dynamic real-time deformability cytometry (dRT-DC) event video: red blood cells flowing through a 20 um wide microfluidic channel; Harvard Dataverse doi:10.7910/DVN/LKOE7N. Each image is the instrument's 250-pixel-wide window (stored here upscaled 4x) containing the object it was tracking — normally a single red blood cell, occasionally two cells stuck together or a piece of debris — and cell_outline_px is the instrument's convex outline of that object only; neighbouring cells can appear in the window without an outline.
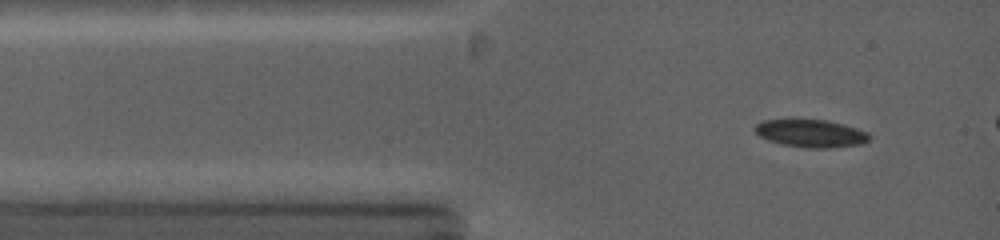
{"species": "common noctule bat (a hibernating species)", "species_latin": "Nyctalus noctula", "temperature_condition": "warm", "stored_images_in_passage": 28, "camera_frame_rate_fps": 5000, "um_per_image_px": 0.085, "animal": {"sex": "female", "body_mass_g": 19.0, "forearm_length_mm": 53.3}, "frame": {"image": 1, "passage_image": 5, "time_ms": 0.8, "image_size_px": [1000, 240], "cell_outline_px": [[872, 136], [868, 140], [860, 144], [828, 148], [804, 148], [780, 144], [768, 140], [760, 136], [752, 128], [756, 124], [764, 120], [828, 120], [844, 124], [868, 132]], "centroid_in_image_um": [68.92, 11.34], "position_along_channel_um": 16.1, "area_um2": 18.5}}
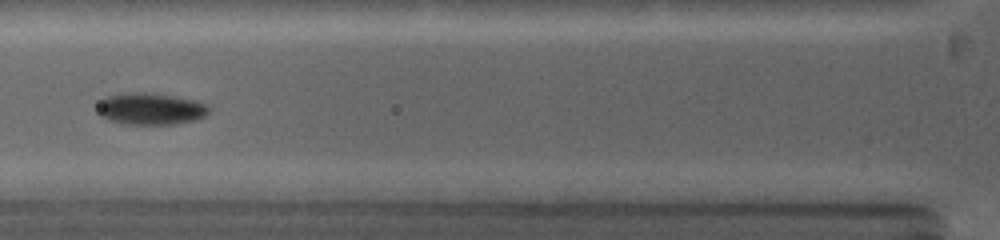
{"frame": {"image": 2, "passage_image": 15, "time_ms": 3.8, "image_size_px": [1000, 240], "cell_outline_px": [[212, 108], [204, 116], [196, 120], [172, 124], [124, 124], [108, 120], [100, 116], [100, 100], [108, 96], [132, 92], [144, 92], [176, 96], [196, 100], [208, 104]], "centroid_in_image_um": [12.86, 9.25], "position_along_channel_um": 112.9, "area_um2": 20.63}}
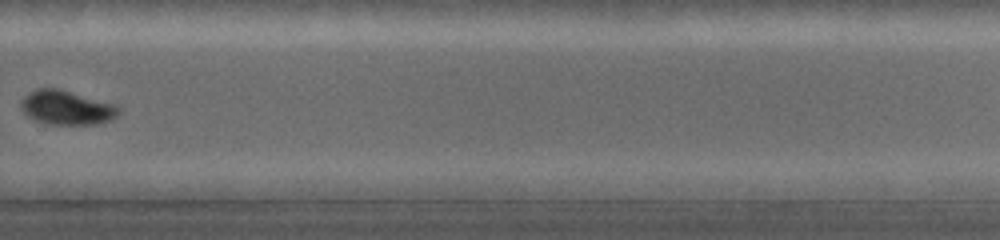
{"frame": {"image": 3, "passage_image": 27, "time_ms": 8.8, "image_size_px": [1000, 240], "cell_outline_px": [[120, 112], [112, 120], [100, 124], [44, 124], [28, 116], [20, 108], [20, 104], [24, 96], [36, 88], [60, 88], [116, 104], [120, 108]], "centroid_in_image_um": [5.69, 9.14], "position_along_channel_um": 324.1, "area_um2": 19.77}}